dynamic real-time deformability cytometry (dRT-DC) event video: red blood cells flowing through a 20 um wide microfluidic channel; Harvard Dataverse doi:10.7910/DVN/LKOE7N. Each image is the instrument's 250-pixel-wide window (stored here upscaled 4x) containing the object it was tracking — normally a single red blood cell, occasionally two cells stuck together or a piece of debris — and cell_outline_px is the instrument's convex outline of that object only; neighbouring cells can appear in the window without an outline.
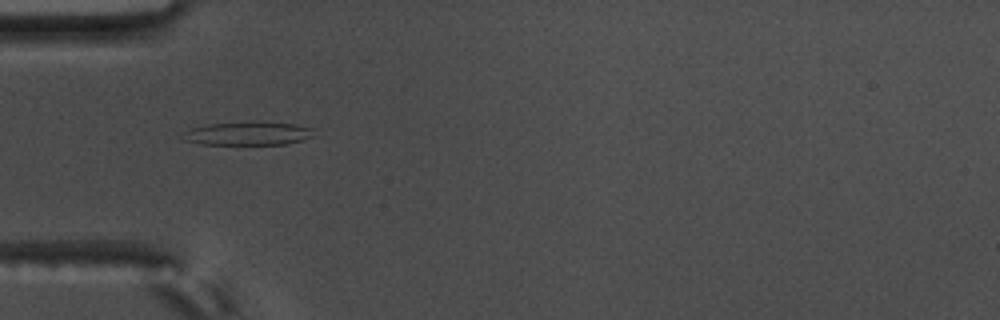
{"species": "common noctule bat (a hibernating species)", "species_latin": "Nyctalus noctula", "temperature_condition": "warm", "stored_images_in_passage": 46, "camera_frame_rate_fps": 3000, "um_per_image_px": 0.085, "animal": {"sex": "male", "body_mass_g": 17.5, "forearm_length_mm": 52.3}, "frame": {"image": 1, "passage_image": 7, "time_ms": 2.0, "image_size_px": [1000, 320], "cell_outline_px": [[316, 136], [304, 140], [284, 144], [200, 144], [184, 140], [180, 136], [184, 132], [192, 128], [208, 124], [252, 120], [292, 124], [316, 128]], "centroid_in_image_um": [21.14, 11.32], "position_along_channel_um": 63.9, "area_um2": 18.44}}
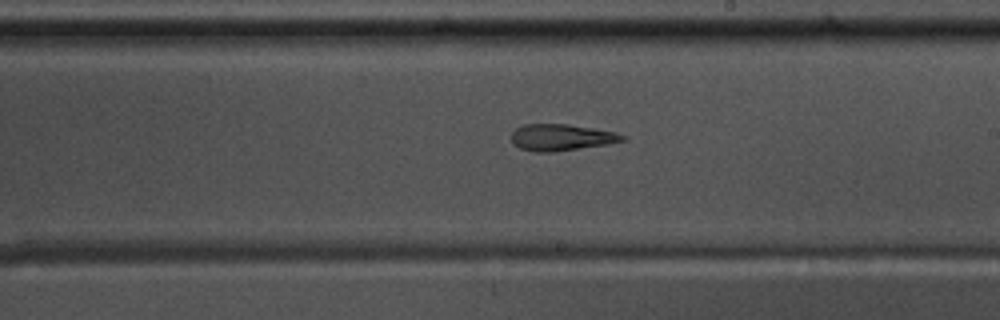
{"frame": {"image": 2, "passage_image": 22, "time_ms": 7.0, "image_size_px": [1000, 320], "cell_outline_px": [[628, 140], [608, 144], [552, 152], [532, 152], [520, 148], [512, 144], [512, 132], [516, 128], [524, 124], [568, 124], [616, 132], [628, 136]], "centroid_in_image_um": [47.73, 11.68], "position_along_channel_um": 241.3, "area_um2": 17.34}}
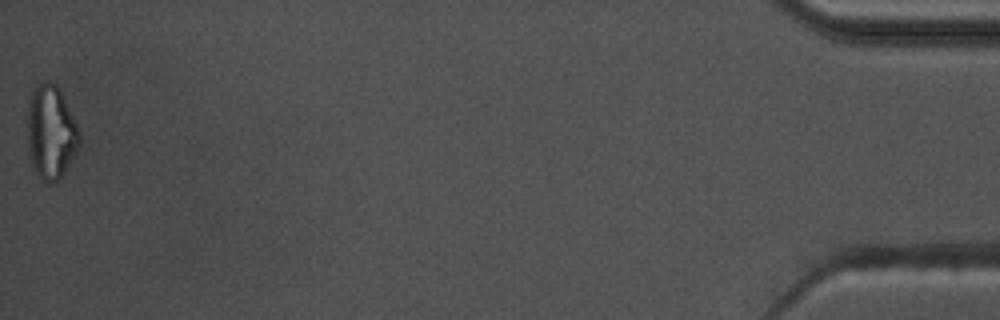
{"frame": {"image": 3, "passage_image": 46, "time_ms": 15.0, "image_size_px": [1000, 320], "cell_outline_px": [[80, 144], [60, 176], [56, 180], [48, 184], [36, 172], [32, 160], [28, 144], [28, 100], [32, 88], [44, 80], [48, 80], [56, 84], [60, 88], [64, 96], [80, 132]], "centroid_in_image_um": [4.32, 11.13], "position_along_channel_um": 430.9, "area_um2": 28.03}, "authors_computed_cell_mechanics": {"area_um2": 18.2937, "velocity_mm_per_s": 3.5849, "shape_relaxation_time_tau1_ms": null, "shape_relaxation_time_tau2_ms": 5.3723, "deformation_change_tau1": null, "deformation_change_tau2": 0.1695}}